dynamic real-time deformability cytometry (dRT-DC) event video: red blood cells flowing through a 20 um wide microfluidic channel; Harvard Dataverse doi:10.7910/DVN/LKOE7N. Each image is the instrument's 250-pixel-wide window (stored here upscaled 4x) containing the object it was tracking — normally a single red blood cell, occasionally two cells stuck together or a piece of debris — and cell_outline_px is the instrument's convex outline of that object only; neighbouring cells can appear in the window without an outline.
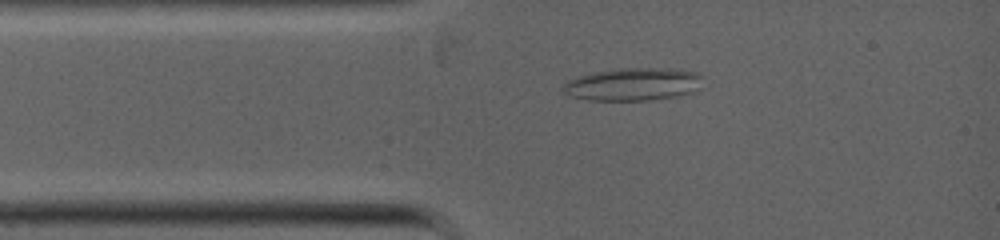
{"species": "common noctule bat (a hibernating species)", "species_latin": "Nyctalus noctula", "temperature_condition": "warm", "stored_images_in_passage": 40, "camera_frame_rate_fps": 5000, "um_per_image_px": 0.085, "animal": {"sex": "female", "body_mass_g": 19.0, "forearm_length_mm": 53.3}, "frame": {"image": 1, "passage_image": 1, "time_ms": 0.0, "image_size_px": [1000, 240], "cell_outline_px": [[704, 76], [700, 88], [692, 92], [680, 96], [652, 100], [588, 100], [568, 96], [560, 88], [568, 80], [576, 76], [596, 72], [620, 68], [672, 68], [696, 72]], "centroid_in_image_um": [53.83, 7.16], "position_along_channel_um": 31.2, "area_um2": 27.11}}
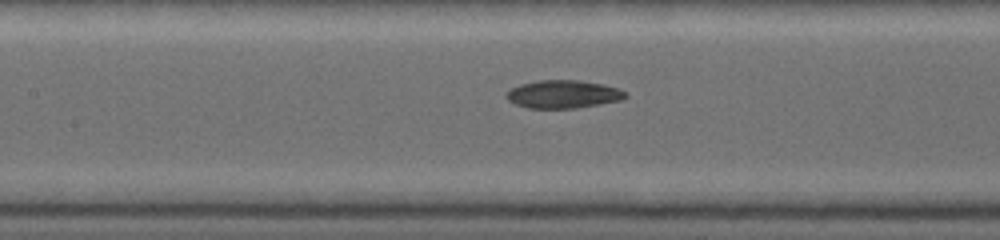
{"frame": {"image": 2, "passage_image": 15, "time_ms": 2.8, "image_size_px": [1000, 240], "cell_outline_px": [[628, 96], [620, 100], [576, 108], [528, 108], [516, 104], [508, 100], [504, 96], [504, 92], [520, 84], [540, 80], [580, 80], [604, 84], [616, 88], [624, 92]], "centroid_in_image_um": [47.82, 8.0], "position_along_channel_um": 159.6, "area_um2": 19.36}}
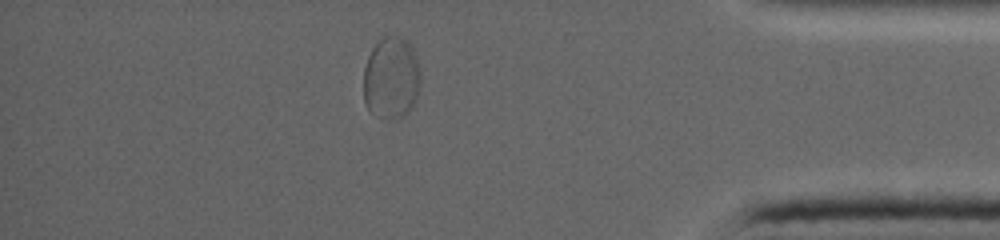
{"frame": {"image": 3, "passage_image": 30, "time_ms": 8.4, "image_size_px": [1000, 240], "cell_outline_px": [[420, 84], [416, 100], [412, 108], [408, 112], [396, 120], [388, 120], [372, 112], [364, 104], [364, 68], [368, 56], [372, 48], [384, 36], [396, 36], [408, 40], [416, 56], [420, 72]], "centroid_in_image_um": [33.27, 6.65], "position_along_channel_um": 401.9, "area_um2": 27.51}}